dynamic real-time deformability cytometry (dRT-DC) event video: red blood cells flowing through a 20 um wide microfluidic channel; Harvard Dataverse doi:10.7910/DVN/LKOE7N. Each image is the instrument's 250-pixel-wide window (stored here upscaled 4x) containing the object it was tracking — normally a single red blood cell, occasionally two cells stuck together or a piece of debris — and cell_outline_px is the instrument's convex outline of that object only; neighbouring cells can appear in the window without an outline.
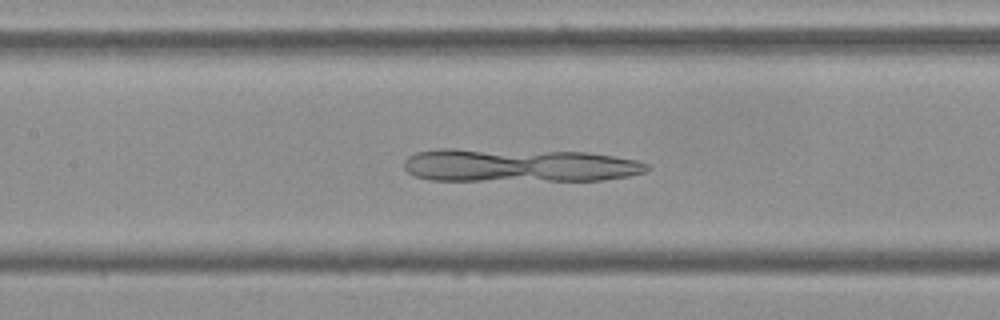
{"species": "Egyptian fruit bat (a non-hibernating species)", "species_latin": "Rousettus aegyptiacus", "temperature_condition": "cold", "stored_images_in_passage": 46, "camera_frame_rate_fps": 3000, "um_per_image_px": 0.085, "frame": {"image": 1, "passage_image": 17, "time_ms": 5.333, "image_size_px": [1000, 320], "cell_outline_px": [[652, 168], [648, 172], [628, 176], [604, 180], [428, 180], [416, 176], [408, 172], [404, 168], [404, 160], [408, 156], [416, 152], [436, 148], [456, 148], [588, 152], [636, 160], [648, 164]], "centroid_in_image_um": [44.1, 14.04], "position_along_channel_um": 163.3, "area_um2": 47.69}}
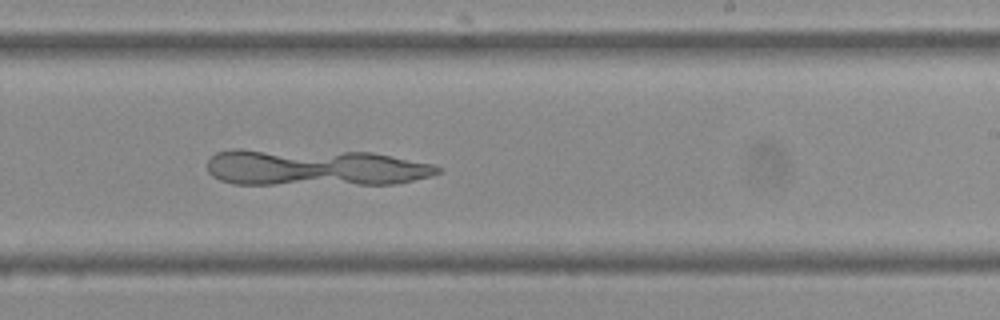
{"frame": {"image": 2, "passage_image": 25, "time_ms": 8.0, "image_size_px": [1000, 320], "cell_outline_px": [[444, 168], [440, 172], [432, 176], [396, 184], [232, 184], [220, 180], [212, 176], [208, 172], [208, 160], [216, 152], [232, 148], [240, 148], [372, 152], [432, 164]], "centroid_in_image_um": [26.73, 14.23], "position_along_channel_um": 262.3, "area_um2": 50.05}}
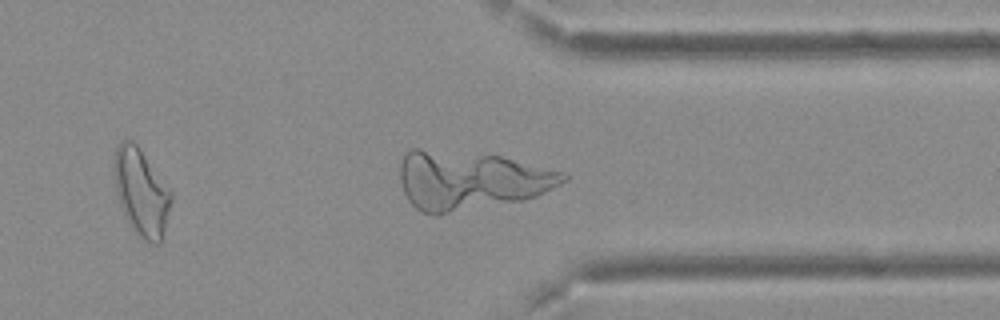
{"frame": {"image": 3, "passage_image": 34, "time_ms": 11.0, "image_size_px": [1000, 320], "cell_outline_px": [[568, 180], [536, 196], [524, 200], [436, 216], [420, 212], [408, 200], [404, 192], [400, 180], [400, 160], [412, 148], [420, 148], [500, 156], [564, 172], [568, 176]], "centroid_in_image_um": [39.96, 15.34], "position_along_channel_um": 371.4, "area_um2": 55.89}}